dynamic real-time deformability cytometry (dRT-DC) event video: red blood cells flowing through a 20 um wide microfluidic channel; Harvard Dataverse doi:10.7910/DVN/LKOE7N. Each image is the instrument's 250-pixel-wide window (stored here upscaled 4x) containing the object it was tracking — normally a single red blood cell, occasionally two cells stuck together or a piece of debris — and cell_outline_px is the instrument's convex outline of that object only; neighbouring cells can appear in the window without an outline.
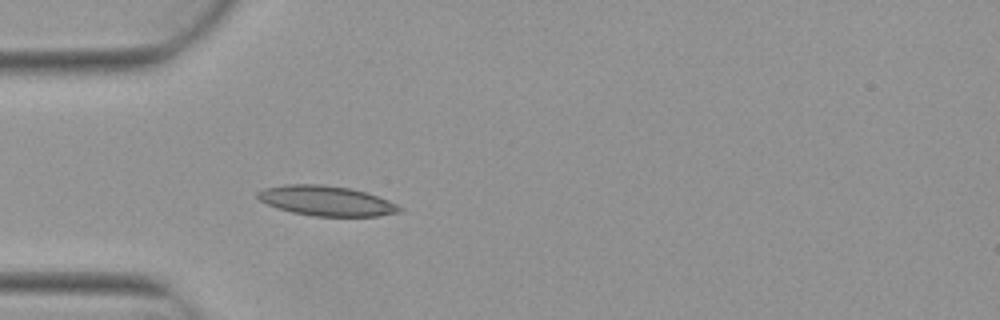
{"species": "Egyptian fruit bat (a non-hibernating species)", "species_latin": "Rousettus aegyptiacus", "temperature_condition": "warm", "stored_images_in_passage": 4, "camera_frame_rate_fps": 3000, "um_per_image_px": 0.085, "animal": {"sex": "female"}, "frame": {"image": 1, "passage_image": 4, "time_ms": 1.0, "image_size_px": [1000, 320], "cell_outline_px": [[400, 212], [376, 216], [316, 216], [292, 212], [276, 208], [260, 200], [256, 196], [256, 192], [264, 188], [284, 184], [320, 184], [352, 188], [388, 200], [396, 204], [400, 208]], "centroid_in_image_um": [27.69, 17.06], "position_along_channel_um": 57.3, "area_um2": 24.62}}